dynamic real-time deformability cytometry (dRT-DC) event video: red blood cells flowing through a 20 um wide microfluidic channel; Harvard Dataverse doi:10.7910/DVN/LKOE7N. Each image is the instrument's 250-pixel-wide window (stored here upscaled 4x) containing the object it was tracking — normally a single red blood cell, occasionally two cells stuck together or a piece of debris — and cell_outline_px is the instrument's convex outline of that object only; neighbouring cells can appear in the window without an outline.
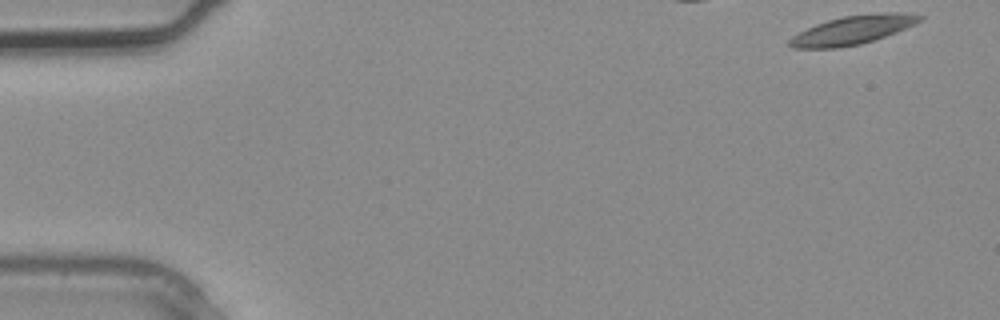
{"species": "common noctule bat (a hibernating species)", "species_latin": "Nyctalus noctula", "temperature_condition": "warm", "stored_images_in_passage": 3, "camera_frame_rate_fps": 3000, "um_per_image_px": 0.085, "animal": {"sex": "male", "body_mass_g": 20.4}, "frame": {"image": 1, "passage_image": 1, "time_ms": 0.0, "image_size_px": [1000, 320], "cell_outline_px": [[924, 16], [920, 20], [896, 32], [860, 44], [840, 48], [792, 48], [788, 44], [788, 40], [792, 36], [816, 24], [828, 20], [844, 16], [888, 12], [904, 12]], "centroid_in_image_um": [72.44, 2.56], "position_along_channel_um": 12.6, "area_um2": 21.39}}